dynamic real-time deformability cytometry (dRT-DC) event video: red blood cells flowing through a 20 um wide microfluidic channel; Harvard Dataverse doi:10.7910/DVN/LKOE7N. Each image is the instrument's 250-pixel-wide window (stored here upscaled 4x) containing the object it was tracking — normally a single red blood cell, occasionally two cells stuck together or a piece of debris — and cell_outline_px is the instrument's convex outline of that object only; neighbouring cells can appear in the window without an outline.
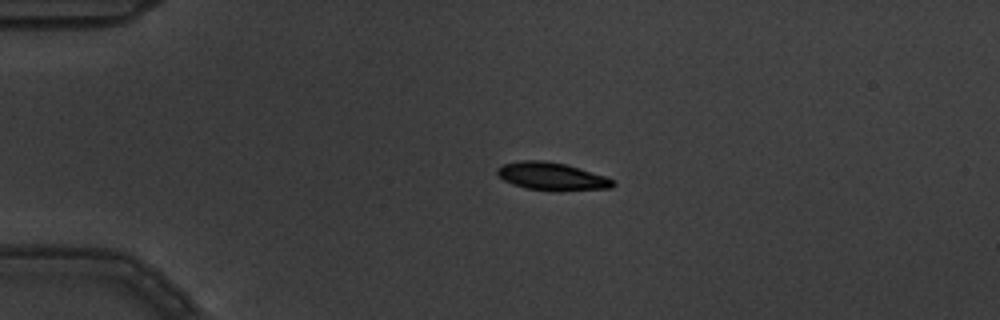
{"species": "common noctule bat (a hibernating species)", "species_latin": "Nyctalus noctula", "temperature_condition": "warm", "stored_images_in_passage": 4, "segment_of_instrument_passage": [1, 2], "camera_frame_rate_fps": 3000, "um_per_image_px": 0.085, "animal": {"sex": "male", "body_mass_g": 19.5, "forearm_length_mm": 54.6}, "frame": {"image": 1, "passage_image": 2, "time_ms": 0.333, "image_size_px": [1000, 320], "cell_outline_px": [[616, 184], [612, 188], [524, 188], [512, 184], [504, 180], [496, 172], [496, 168], [504, 164], [520, 160], [544, 160], [568, 164], [604, 176], [612, 180]], "centroid_in_image_um": [46.83, 14.92], "position_along_channel_um": 38.2, "area_um2": 17.8}}